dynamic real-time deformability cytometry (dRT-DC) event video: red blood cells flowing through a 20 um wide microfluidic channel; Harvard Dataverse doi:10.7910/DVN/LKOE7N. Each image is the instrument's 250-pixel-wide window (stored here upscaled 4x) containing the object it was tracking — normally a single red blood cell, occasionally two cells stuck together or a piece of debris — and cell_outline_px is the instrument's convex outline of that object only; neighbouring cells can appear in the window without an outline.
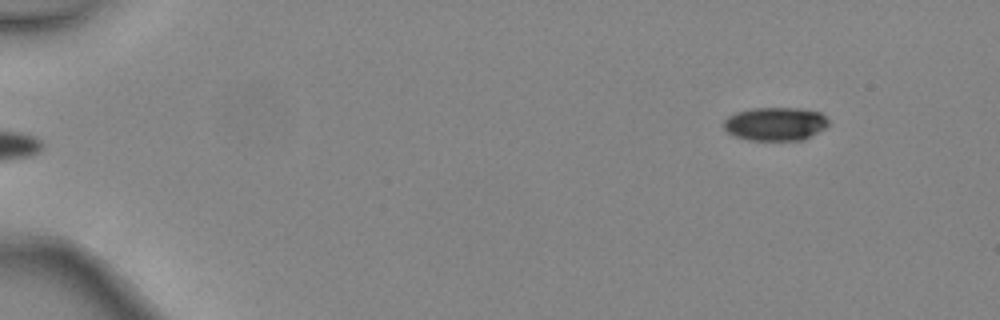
{"species": "common noctule bat (a hibernating species)", "species_latin": "Nyctalus noctula", "temperature_condition": "warm", "stored_images_in_passage": 5, "segment_of_instrument_passage": [2, 2], "camera_frame_rate_fps": 3000, "um_per_image_px": 0.085, "animal": {"sex": "female", "body_mass_g": 24.6, "forearm_length_mm": 56.2}, "frame": {"image": 1, "passage_image": 5, "time_ms": 1.333, "image_size_px": [1000, 320], "cell_outline_px": [[828, 124], [824, 128], [804, 140], [748, 140], [736, 136], [728, 132], [724, 128], [724, 120], [728, 116], [736, 112], [752, 108], [804, 108], [820, 112], [828, 120]], "centroid_in_image_um": [65.9, 10.52], "position_along_channel_um": 19.1, "area_um2": 20.4}}